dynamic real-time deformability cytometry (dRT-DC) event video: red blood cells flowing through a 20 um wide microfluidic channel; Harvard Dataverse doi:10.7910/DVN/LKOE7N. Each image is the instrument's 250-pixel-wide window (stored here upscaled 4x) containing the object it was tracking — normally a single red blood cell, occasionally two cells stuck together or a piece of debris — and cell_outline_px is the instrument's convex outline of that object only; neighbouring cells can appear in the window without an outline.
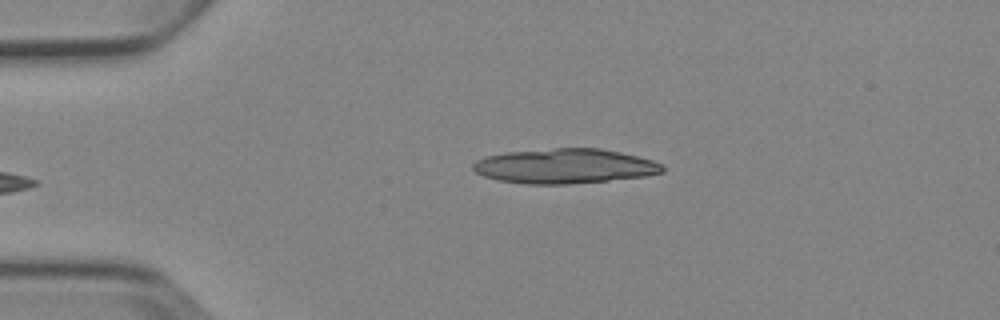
{"species": "Egyptian fruit bat (a non-hibernating species)", "species_latin": "Rousettus aegyptiacus", "temperature_condition": "cold", "stored_images_in_passage": 5, "camera_frame_rate_fps": 3000, "um_per_image_px": 0.085, "animal": {"sex": "female"}, "frame": {"image": 1, "passage_image": 5, "time_ms": 4.667, "image_size_px": [1000, 320], "cell_outline_px": [[664, 172], [644, 176], [608, 180], [568, 184], [524, 184], [496, 180], [484, 176], [476, 172], [472, 168], [472, 164], [476, 160], [488, 156], [508, 152], [556, 148], [600, 148], [620, 152], [652, 160], [660, 164], [664, 168]], "centroid_in_image_um": [47.97, 14.12], "position_along_channel_um": 37.0, "area_um2": 38.15}}